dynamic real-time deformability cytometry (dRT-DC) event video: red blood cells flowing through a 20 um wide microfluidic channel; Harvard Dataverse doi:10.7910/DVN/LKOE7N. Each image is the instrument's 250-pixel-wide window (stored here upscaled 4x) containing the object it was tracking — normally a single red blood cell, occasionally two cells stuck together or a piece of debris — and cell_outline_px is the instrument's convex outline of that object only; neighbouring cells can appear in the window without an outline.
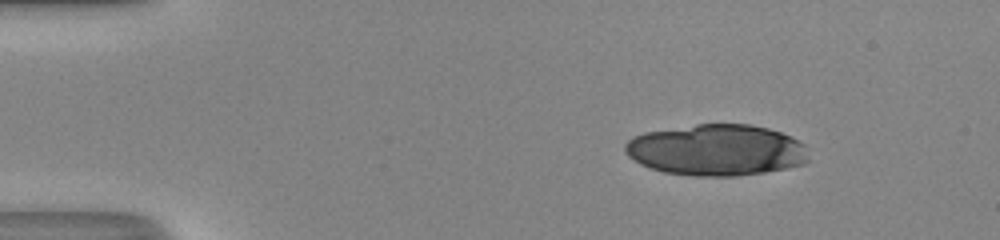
{"species": "human", "species_latin": "Homo sapiens", "temperature_condition": "room temperature", "stored_images_in_passage": 18, "camera_frame_rate_fps": 3000, "um_per_image_px": 0.085, "donor": {"sex": "male"}, "frame": {"image": 1, "passage_image": 1, "time_ms": 0.0, "image_size_px": [1000, 240], "cell_outline_px": [[808, 160], [804, 164], [764, 172], [732, 176], [696, 176], [664, 172], [640, 164], [628, 156], [624, 152], [624, 144], [628, 140], [644, 132], [696, 124], [752, 124], [768, 128], [792, 136], [804, 144]], "centroid_in_image_um": [60.88, 12.74], "position_along_channel_um": 24.1, "area_um2": 54.85}}
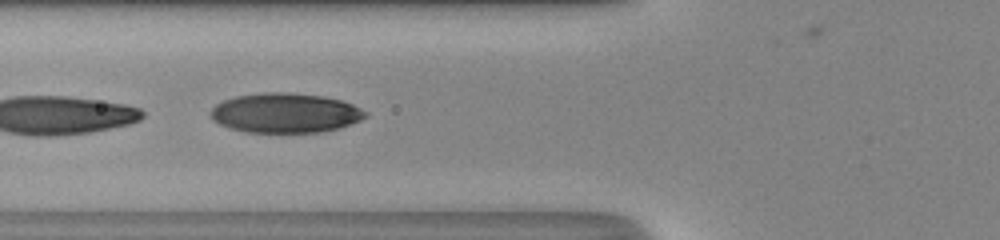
{"frame": {"image": 2, "passage_image": 14, "time_ms": 4.333, "image_size_px": [1000, 240], "cell_outline_px": [[368, 116], [352, 124], [340, 128], [320, 132], [244, 132], [220, 124], [212, 120], [208, 112], [216, 104], [224, 100], [236, 96], [264, 92], [288, 92], [324, 96], [340, 100], [352, 104], [368, 112]], "centroid_in_image_um": [24.25, 9.6], "position_along_channel_um": 101.5, "area_um2": 35.95}}